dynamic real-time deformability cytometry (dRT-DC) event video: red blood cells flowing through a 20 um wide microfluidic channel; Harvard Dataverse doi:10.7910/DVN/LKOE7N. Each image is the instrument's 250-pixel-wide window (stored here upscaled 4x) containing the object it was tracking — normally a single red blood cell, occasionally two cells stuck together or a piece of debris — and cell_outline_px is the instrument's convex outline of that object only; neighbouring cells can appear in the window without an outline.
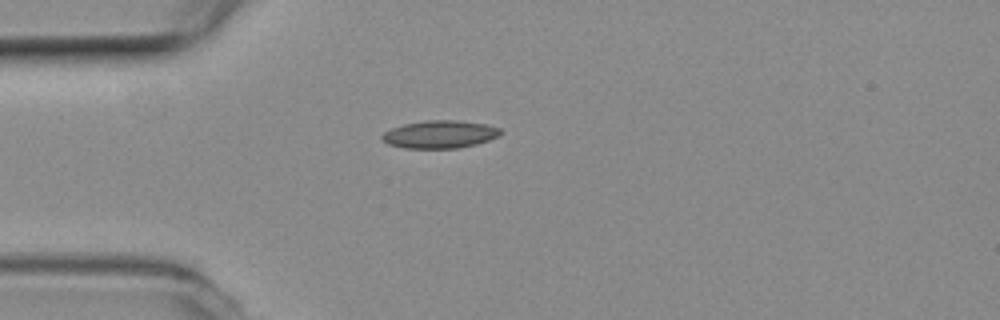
{"species": "common noctule bat (a hibernating species)", "species_latin": "Nyctalus noctula", "temperature_condition": "room temperature", "stored_images_in_passage": 2, "camera_frame_rate_fps": 3000, "um_per_image_px": 0.085, "animal": {"sex": "female", "body_mass_g": 19.3, "forearm_length_mm": 54.1}, "frame": {"image": 1, "passage_image": 2, "time_ms": 0.333, "image_size_px": [1000, 320], "cell_outline_px": [[504, 132], [500, 136], [476, 144], [460, 148], [404, 148], [388, 144], [380, 136], [384, 132], [392, 128], [404, 124], [428, 120], [456, 120], [488, 124], [500, 128]], "centroid_in_image_um": [37.43, 11.41], "position_along_channel_um": 47.6, "area_um2": 19.25}}